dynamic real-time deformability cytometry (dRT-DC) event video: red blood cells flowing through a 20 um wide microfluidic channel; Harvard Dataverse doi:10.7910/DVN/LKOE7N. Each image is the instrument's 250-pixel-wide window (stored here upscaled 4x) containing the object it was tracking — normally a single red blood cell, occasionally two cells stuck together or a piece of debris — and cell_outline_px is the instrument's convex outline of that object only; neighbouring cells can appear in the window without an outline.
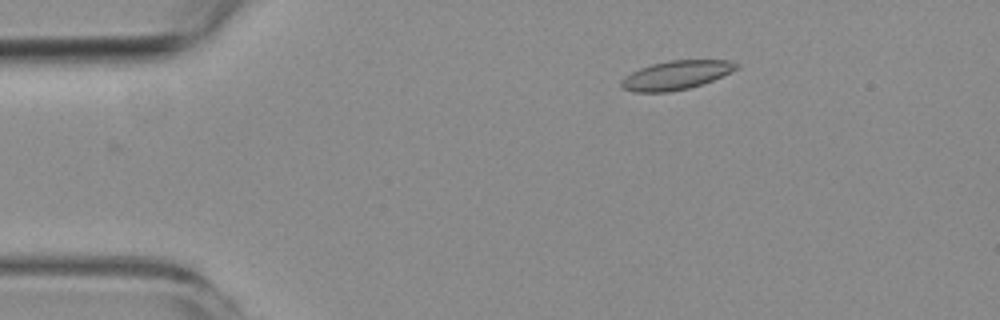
{"species": "common noctule bat (a hibernating species)", "species_latin": "Nyctalus noctula", "temperature_condition": "room temperature", "stored_images_in_passage": 7, "camera_frame_rate_fps": 3000, "um_per_image_px": 0.085, "animal": {"sex": "female", "body_mass_g": 19.3, "forearm_length_mm": 54.1}, "frame": {"image": 1, "passage_image": 3, "time_ms": 2.333, "image_size_px": [1000, 320], "cell_outline_px": [[740, 64], [736, 68], [712, 80], [688, 88], [668, 92], [632, 92], [624, 88], [620, 84], [620, 80], [624, 76], [640, 68], [652, 64], [668, 60], [728, 60]], "centroid_in_image_um": [57.41, 6.38], "position_along_channel_um": 27.6, "area_um2": 19.07}}
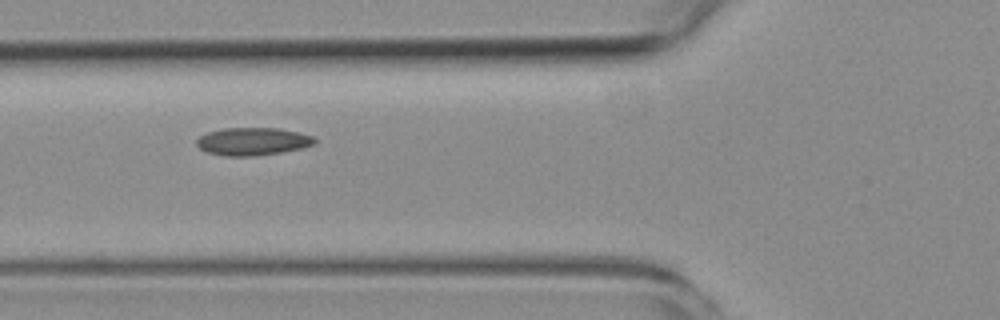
{"frame": {"image": 2, "passage_image": 6, "time_ms": 6.0, "image_size_px": [1000, 320], "cell_outline_px": [[316, 144], [300, 148], [280, 152], [256, 156], [224, 156], [208, 152], [200, 148], [196, 144], [196, 140], [200, 136], [208, 132], [224, 128], [280, 128], [316, 136]], "centroid_in_image_um": [21.51, 12.02], "position_along_channel_um": 104.3, "area_um2": 19.13}}
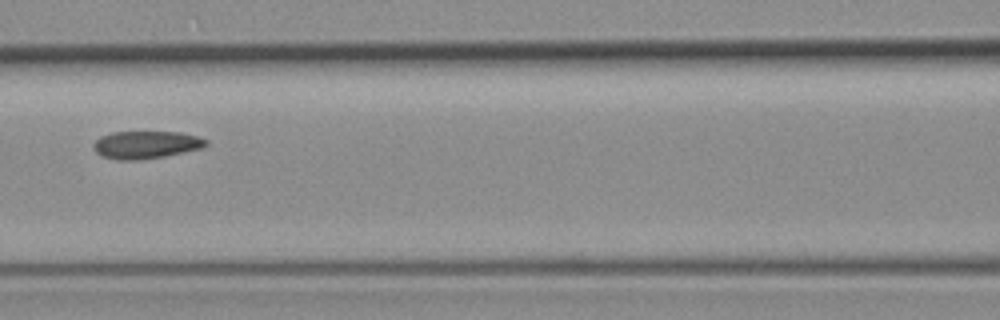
{"frame": {"image": 3, "passage_image": 7, "time_ms": 7.333, "image_size_px": [1000, 320], "cell_outline_px": [[208, 144], [204, 148], [164, 156], [140, 160], [116, 160], [100, 156], [92, 148], [92, 144], [100, 136], [112, 132], [180, 132], [196, 136], [208, 140]], "centroid_in_image_um": [12.38, 12.31], "position_along_channel_um": 154.2, "area_um2": 18.32}}